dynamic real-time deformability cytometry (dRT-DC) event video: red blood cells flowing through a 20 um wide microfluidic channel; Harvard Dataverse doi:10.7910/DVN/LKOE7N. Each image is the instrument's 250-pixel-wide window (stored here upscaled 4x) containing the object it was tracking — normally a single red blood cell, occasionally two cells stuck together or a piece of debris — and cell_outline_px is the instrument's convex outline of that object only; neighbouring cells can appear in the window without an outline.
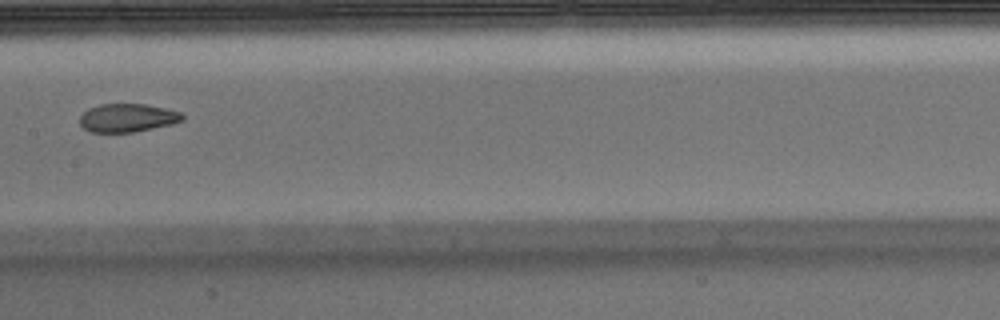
{"species": "Egyptian fruit bat (a non-hibernating species)", "species_latin": "Rousettus aegyptiacus", "temperature_condition": "warm", "stored_images_in_passage": 8, "camera_frame_rate_fps": 3000, "um_per_image_px": 0.085, "animal": {"sex": "male"}, "frame": {"image": 1, "passage_image": 7, "time_ms": 2.0, "image_size_px": [1000, 320], "cell_outline_px": [[184, 120], [172, 124], [132, 132], [92, 132], [84, 128], [80, 124], [80, 116], [88, 108], [100, 104], [144, 104], [164, 108], [180, 112], [184, 116]], "centroid_in_image_um": [10.83, 10.01], "position_along_channel_um": 196.6, "area_um2": 16.82}}